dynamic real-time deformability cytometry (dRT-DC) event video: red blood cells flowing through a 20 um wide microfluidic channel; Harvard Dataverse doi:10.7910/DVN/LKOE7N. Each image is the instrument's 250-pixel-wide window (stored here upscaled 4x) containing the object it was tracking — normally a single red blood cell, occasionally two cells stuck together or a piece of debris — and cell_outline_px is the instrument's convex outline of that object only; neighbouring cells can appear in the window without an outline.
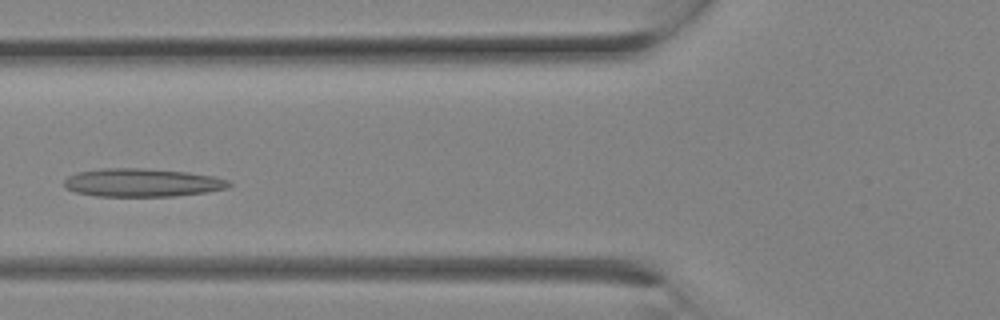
{"species": "Egyptian fruit bat (a non-hibernating species)", "species_latin": "Rousettus aegyptiacus", "temperature_condition": "room temperature", "stored_images_in_passage": 9, "camera_frame_rate_fps": 3000, "um_per_image_px": 0.085, "animal": {"sex": "female"}, "frame": {"image": 1, "passage_image": 8, "time_ms": 2.333, "image_size_px": [1000, 320], "cell_outline_px": [[232, 184], [228, 188], [208, 192], [176, 196], [96, 196], [76, 192], [64, 188], [64, 180], [68, 176], [76, 172], [104, 168], [144, 168], [188, 172], [212, 176], [228, 180]], "centroid_in_image_um": [12.08, 15.52], "position_along_channel_um": 113.7, "area_um2": 27.28}}